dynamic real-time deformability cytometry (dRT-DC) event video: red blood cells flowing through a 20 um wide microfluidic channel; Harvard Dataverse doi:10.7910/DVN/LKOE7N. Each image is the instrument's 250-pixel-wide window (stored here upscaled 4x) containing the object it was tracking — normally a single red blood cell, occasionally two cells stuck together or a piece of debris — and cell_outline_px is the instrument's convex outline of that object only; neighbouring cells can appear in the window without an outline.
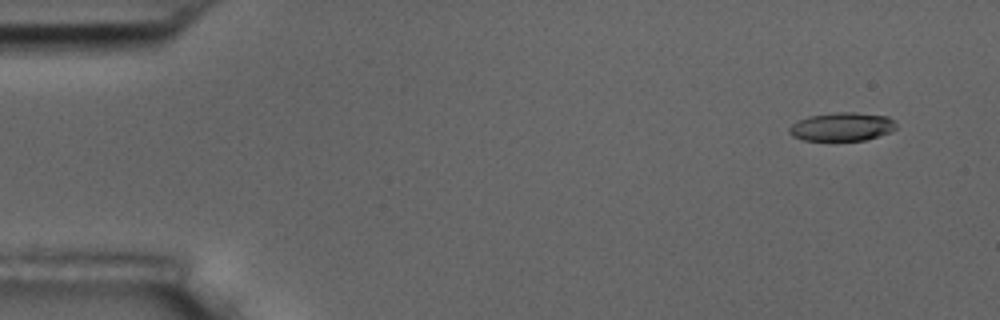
{"species": "common noctule bat (a hibernating species)", "species_latin": "Nyctalus noctula", "temperature_condition": "room temperature", "stored_images_in_passage": 5, "camera_frame_rate_fps": 3000, "um_per_image_px": 0.085, "animal": {"sex": "male", "body_mass_g": 17.5, "forearm_length_mm": 52.3}, "frame": {"image": 1, "passage_image": 2, "time_ms": 1.0, "image_size_px": [1000, 320], "cell_outline_px": [[896, 128], [892, 132], [864, 140], [804, 140], [792, 136], [788, 132], [788, 128], [792, 124], [808, 116], [836, 112], [856, 112], [888, 116], [896, 124]], "centroid_in_image_um": [71.57, 10.76], "position_along_channel_um": 13.4, "area_um2": 17.74}}